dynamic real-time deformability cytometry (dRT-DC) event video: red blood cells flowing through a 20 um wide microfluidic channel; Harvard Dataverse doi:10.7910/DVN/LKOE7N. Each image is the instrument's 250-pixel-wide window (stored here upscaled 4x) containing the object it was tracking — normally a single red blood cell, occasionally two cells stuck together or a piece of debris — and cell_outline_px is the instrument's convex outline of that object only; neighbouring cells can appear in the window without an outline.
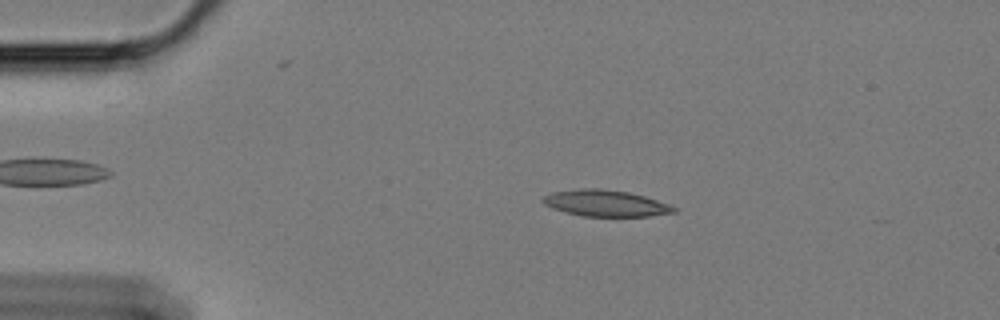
{"species": "Egyptian fruit bat (a non-hibernating species)", "species_latin": "Rousettus aegyptiacus", "temperature_condition": "cold", "stored_images_in_passage": 54, "camera_frame_rate_fps": 3000, "um_per_image_px": 0.085, "animal": {"sex": "female"}, "frame": {"image": 1, "passage_image": 10, "time_ms": 3.0, "image_size_px": [1000, 320], "cell_outline_px": [[676, 212], [648, 216], [584, 216], [564, 212], [552, 208], [544, 204], [540, 200], [544, 196], [552, 192], [580, 188], [600, 188], [628, 192], [644, 196], [668, 204], [676, 208]], "centroid_in_image_um": [51.43, 17.27], "position_along_channel_um": 33.6, "area_um2": 20.06}}
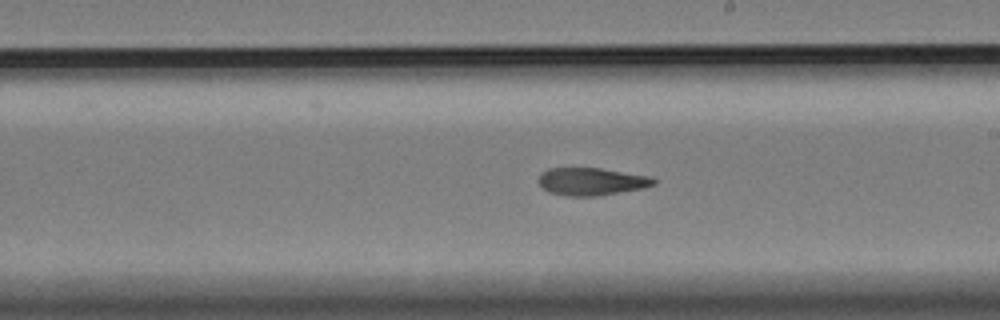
{"frame": {"image": 2, "passage_image": 32, "time_ms": 10.333, "image_size_px": [1000, 320], "cell_outline_px": [[656, 184], [644, 188], [596, 196], [568, 196], [548, 192], [540, 184], [540, 172], [548, 168], [600, 168], [652, 176], [656, 180]], "centroid_in_image_um": [50.31, 15.42], "position_along_channel_um": 238.7, "area_um2": 18.55}}
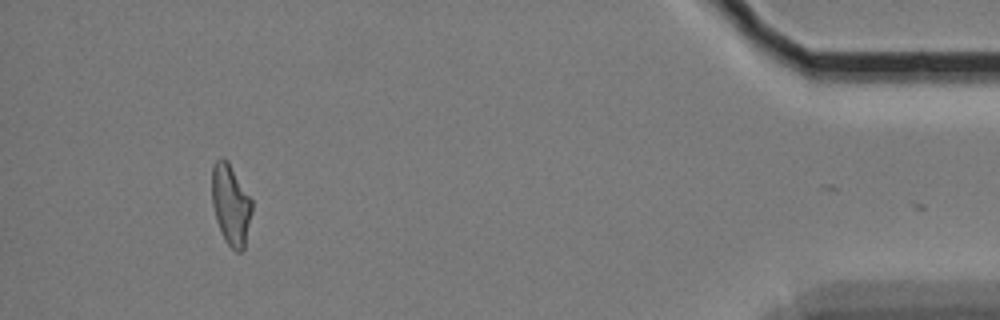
{"frame": {"image": 3, "passage_image": 53, "time_ms": 17.333, "image_size_px": [1000, 320], "cell_outline_px": [[252, 212], [244, 248], [240, 252], [236, 252], [228, 244], [216, 220], [212, 204], [212, 168], [216, 160], [220, 156], [224, 156], [228, 160], [252, 200]], "centroid_in_image_um": [19.61, 17.34], "position_along_channel_um": 415.6, "area_um2": 18.79}, "authors_computed_cell_mechanics": {"area_um2": 19.5364, "velocity_mm_per_s": 3.4126, "shape_relaxation_time_tau1_ms": null, "shape_relaxation_time_tau2_ms": 3.6395, "deformation_change_tau1": null, "deformation_change_tau2": 0.1207}}